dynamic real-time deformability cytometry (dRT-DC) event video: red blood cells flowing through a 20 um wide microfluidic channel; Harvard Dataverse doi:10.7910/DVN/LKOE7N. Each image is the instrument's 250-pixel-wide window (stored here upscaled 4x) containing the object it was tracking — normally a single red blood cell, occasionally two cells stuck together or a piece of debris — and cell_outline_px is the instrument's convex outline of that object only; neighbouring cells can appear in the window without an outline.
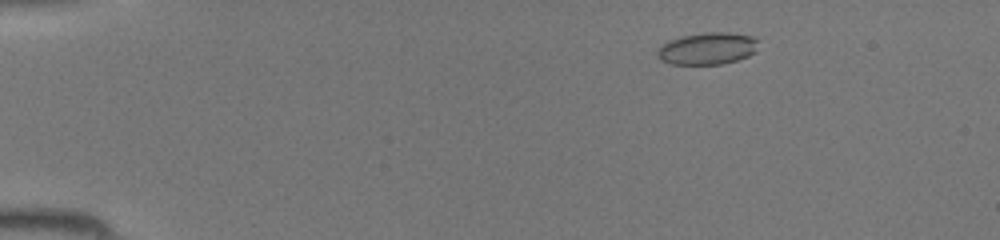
{"species": "common noctule bat (a hibernating species)", "species_latin": "Nyctalus noctula", "temperature_condition": "room temperature", "stored_images_in_passage": 45, "camera_frame_rate_fps": 3000, "um_per_image_px": 0.085, "animal": {"sex": "female", "body_mass_g": 19.5, "forearm_length_mm": 54.1}, "frame": {"image": 1, "passage_image": 7, "time_ms": 2.0, "image_size_px": [1000, 240], "cell_outline_px": [[756, 52], [748, 56], [736, 60], [720, 64], [672, 64], [660, 60], [656, 56], [656, 52], [668, 40], [680, 36], [704, 32], [728, 32], [752, 36], [756, 40]], "centroid_in_image_um": [60.1, 4.12], "position_along_channel_um": 24.9, "area_um2": 18.84}}
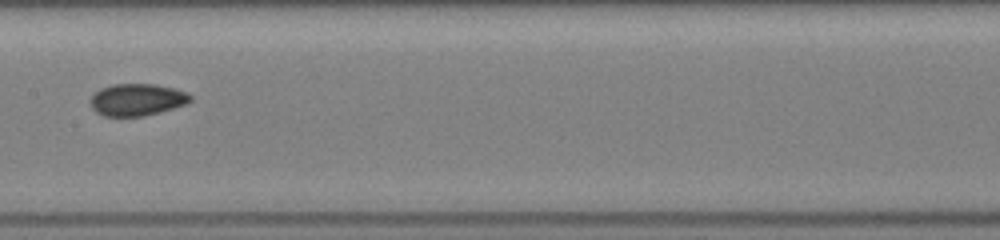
{"frame": {"image": 2, "passage_image": 24, "time_ms": 7.667, "image_size_px": [1000, 240], "cell_outline_px": [[192, 100], [184, 104], [160, 112], [144, 116], [104, 116], [96, 112], [92, 108], [88, 100], [100, 88], [112, 84], [156, 84], [176, 88], [188, 92], [192, 96]], "centroid_in_image_um": [11.64, 8.46], "position_along_channel_um": 195.8, "area_um2": 18.84}}
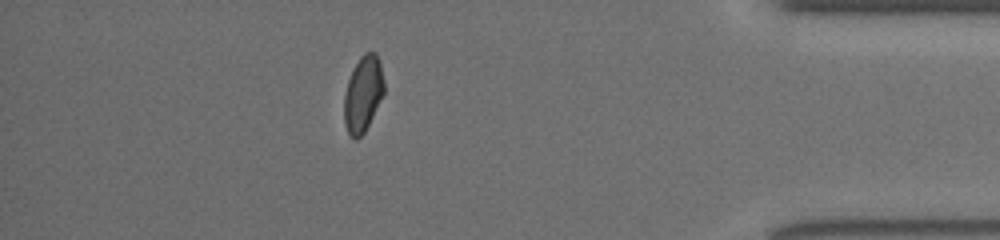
{"frame": {"image": 3, "passage_image": 40, "time_ms": 13.0, "image_size_px": [1000, 240], "cell_outline_px": [[384, 92], [364, 132], [356, 140], [352, 140], [344, 124], [344, 96], [348, 80], [352, 68], [360, 56], [364, 52], [376, 52], [380, 60], [384, 84]], "centroid_in_image_um": [30.84, 7.95], "position_along_channel_um": 404.4, "area_um2": 17.69}}